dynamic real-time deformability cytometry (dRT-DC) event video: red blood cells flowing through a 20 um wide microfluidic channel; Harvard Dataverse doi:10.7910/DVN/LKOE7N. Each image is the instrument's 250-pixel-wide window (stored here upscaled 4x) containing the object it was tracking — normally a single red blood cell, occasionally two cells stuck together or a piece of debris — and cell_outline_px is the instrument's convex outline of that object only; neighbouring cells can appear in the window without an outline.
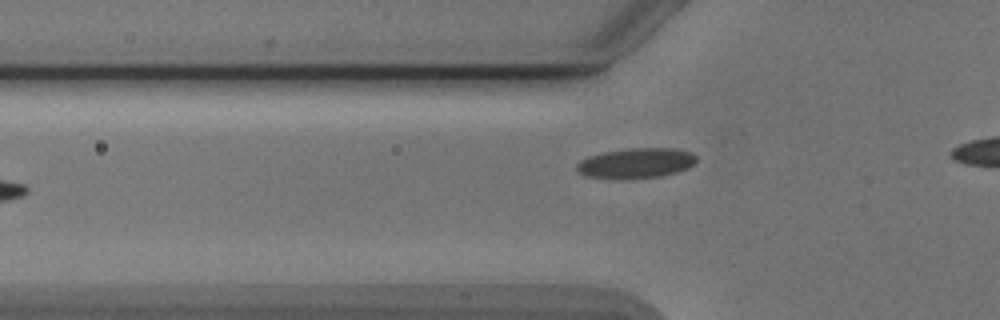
{"species": "Egyptian fruit bat (a non-hibernating species)", "species_latin": "Rousettus aegyptiacus", "temperature_condition": "cold", "stored_images_in_passage": 32, "camera_frame_rate_fps": 3000, "um_per_image_px": 0.085, "animal": {"sex": "male"}, "frame": {"image": 1, "passage_image": 4, "time_ms": 1.0, "image_size_px": [1000, 320], "cell_outline_px": [[696, 160], [688, 168], [676, 172], [660, 176], [620, 180], [584, 176], [576, 168], [576, 164], [580, 160], [588, 156], [604, 152], [628, 148], [676, 148], [692, 152], [696, 156]], "centroid_in_image_um": [54.04, 13.87], "position_along_channel_um": 71.8, "area_um2": 21.27}}
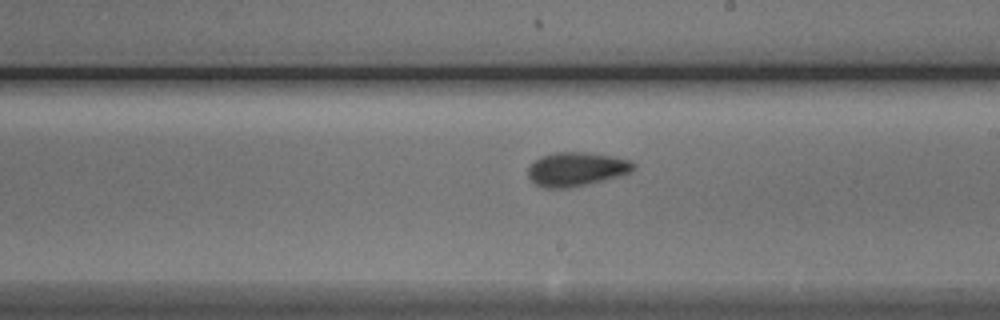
{"frame": {"image": 2, "passage_image": 17, "time_ms": 5.333, "image_size_px": [1000, 320], "cell_outline_px": [[636, 168], [624, 176], [568, 188], [544, 188], [536, 184], [528, 176], [528, 168], [540, 156], [556, 152], [588, 152], [612, 156], [632, 160], [636, 164]], "centroid_in_image_um": [49.06, 14.37], "position_along_channel_um": 239.9, "area_um2": 21.1}}
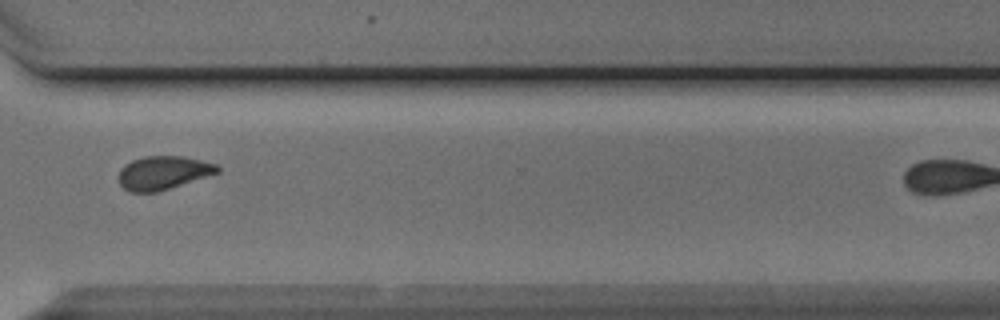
{"frame": {"image": 3, "passage_image": 26, "time_ms": 8.333, "image_size_px": [1000, 320], "cell_outline_px": [[220, 172], [156, 192], [132, 192], [124, 188], [120, 184], [120, 168], [124, 164], [132, 160], [144, 156], [184, 156], [216, 164], [220, 168]], "centroid_in_image_um": [13.87, 14.67], "position_along_channel_um": 356.7, "area_um2": 19.07}, "authors_computed_cell_mechanics": {"area_um2": 20.1722, "velocity_mm_per_s": 3.89, "shape_relaxation_time_tau1_ms": 3.5991, "shape_relaxation_time_tau2_ms": 2.1489, "deformation_change_tau1": 0.104, "deformation_change_tau2": 0.0589}}